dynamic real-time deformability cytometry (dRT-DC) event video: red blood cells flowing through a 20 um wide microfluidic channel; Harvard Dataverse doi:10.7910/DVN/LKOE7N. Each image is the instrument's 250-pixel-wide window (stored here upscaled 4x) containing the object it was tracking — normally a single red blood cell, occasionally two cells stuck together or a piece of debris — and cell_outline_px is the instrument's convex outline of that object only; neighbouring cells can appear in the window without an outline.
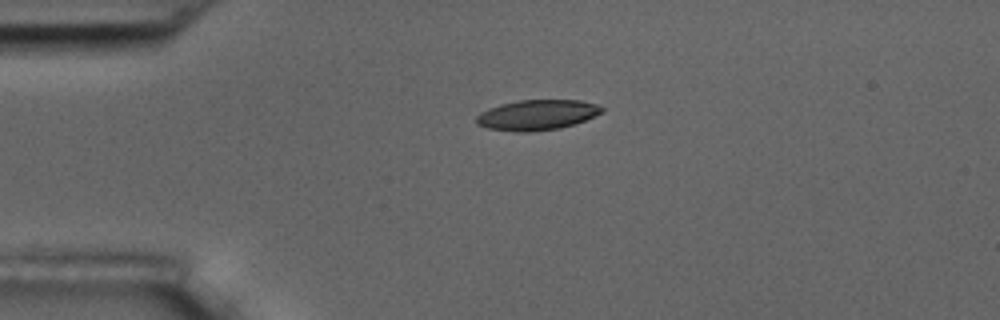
{"species": "common noctule bat (a hibernating species)", "species_latin": "Nyctalus noctula", "temperature_condition": "room temperature", "stored_images_in_passage": 2, "camera_frame_rate_fps": 3000, "um_per_image_px": 0.085, "animal": {"sex": "male", "body_mass_g": 17.5, "forearm_length_mm": 52.3}, "frame": {"image": 1, "passage_image": 1, "time_ms": 0.0, "image_size_px": [1000, 320], "cell_outline_px": [[604, 112], [584, 120], [560, 128], [528, 132], [516, 132], [488, 128], [476, 124], [476, 116], [480, 112], [488, 108], [500, 104], [520, 100], [580, 100], [596, 104], [604, 108]], "centroid_in_image_um": [45.63, 9.76], "position_along_channel_um": 39.4, "area_um2": 22.14}}